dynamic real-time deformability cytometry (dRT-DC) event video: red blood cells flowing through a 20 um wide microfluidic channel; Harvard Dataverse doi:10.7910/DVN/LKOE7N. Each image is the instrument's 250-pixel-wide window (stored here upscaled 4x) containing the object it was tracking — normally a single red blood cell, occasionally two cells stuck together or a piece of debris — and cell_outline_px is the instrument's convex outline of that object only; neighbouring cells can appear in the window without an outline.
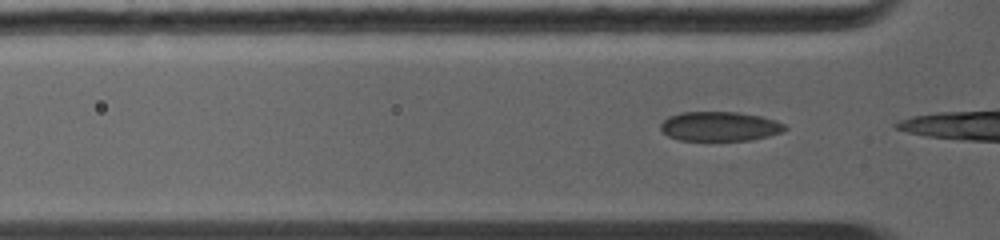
{"species": "common noctule bat (a hibernating species)", "species_latin": "Nyctalus noctula", "temperature_condition": "warm", "stored_images_in_passage": 16, "camera_frame_rate_fps": 5000, "um_per_image_px": 0.085, "animal": {"sex": "female", "body_mass_g": 19.0, "forearm_length_mm": 56.7}, "frame": {"image": 1, "passage_image": 3, "time_ms": 0.4, "image_size_px": [1000, 240], "cell_outline_px": [[788, 128], [780, 132], [768, 136], [748, 140], [680, 140], [668, 136], [660, 128], [660, 124], [668, 116], [680, 112], [736, 112], [760, 116], [784, 124]], "centroid_in_image_um": [61.13, 10.73], "position_along_channel_um": 64.7, "area_um2": 21.1}}